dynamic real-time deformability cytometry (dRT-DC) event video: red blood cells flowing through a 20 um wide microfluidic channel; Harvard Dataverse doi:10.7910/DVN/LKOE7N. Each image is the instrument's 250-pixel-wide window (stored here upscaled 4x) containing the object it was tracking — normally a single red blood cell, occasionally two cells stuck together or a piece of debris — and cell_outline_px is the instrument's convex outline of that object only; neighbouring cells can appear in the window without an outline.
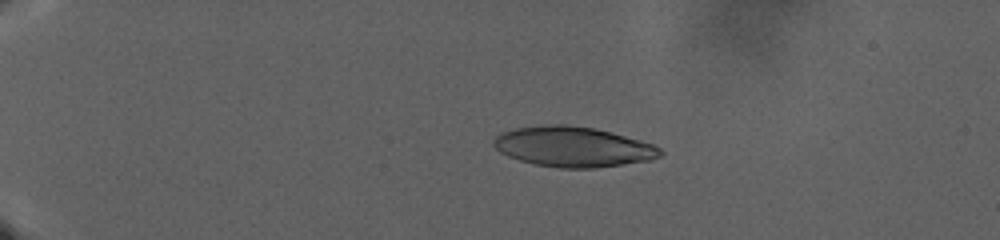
{"species": "human", "species_latin": "Homo sapiens", "temperature_condition": "warm", "stored_images_in_passage": 129, "camera_frame_rate_fps": 3000, "um_per_image_px": 0.085, "donor": {"sex": "male"}, "frame": {"image": 1, "passage_image": 33, "time_ms": 10.667, "image_size_px": [1000, 240], "cell_outline_px": [[664, 152], [660, 156], [652, 160], [596, 168], [560, 168], [532, 164], [508, 156], [500, 152], [492, 144], [492, 140], [500, 132], [516, 128], [540, 124], [568, 124], [596, 128], [640, 140], [652, 144], [660, 148]], "centroid_in_image_um": [48.69, 12.47], "position_along_channel_um": 36.3, "area_um2": 39.42}}
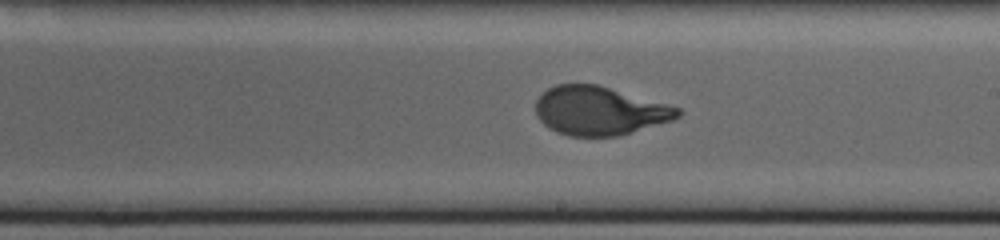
{"frame": {"image": 2, "passage_image": 84, "time_ms": 27.667, "image_size_px": [1000, 240], "cell_outline_px": [[684, 112], [680, 116], [672, 120], [620, 136], [568, 136], [556, 132], [548, 128], [536, 116], [536, 100], [548, 88], [556, 84], [596, 84], [680, 108]], "centroid_in_image_um": [50.94, 9.43], "position_along_channel_um": 238.1, "area_um2": 40.17}}
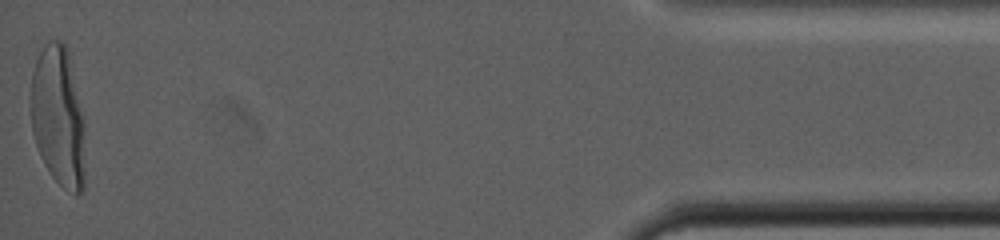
{"frame": {"image": 3, "passage_image": 129, "time_ms": 42.667, "image_size_px": [1000, 240], "cell_outline_px": [[84, 188], [76, 196], [64, 188], [52, 176], [44, 164], [40, 156], [32, 132], [32, 72], [36, 60], [44, 44], [48, 40], [60, 40], [64, 44], [68, 52], [84, 120]], "centroid_in_image_um": [4.96, 9.93], "position_along_channel_um": 430.2, "area_um2": 44.16}}